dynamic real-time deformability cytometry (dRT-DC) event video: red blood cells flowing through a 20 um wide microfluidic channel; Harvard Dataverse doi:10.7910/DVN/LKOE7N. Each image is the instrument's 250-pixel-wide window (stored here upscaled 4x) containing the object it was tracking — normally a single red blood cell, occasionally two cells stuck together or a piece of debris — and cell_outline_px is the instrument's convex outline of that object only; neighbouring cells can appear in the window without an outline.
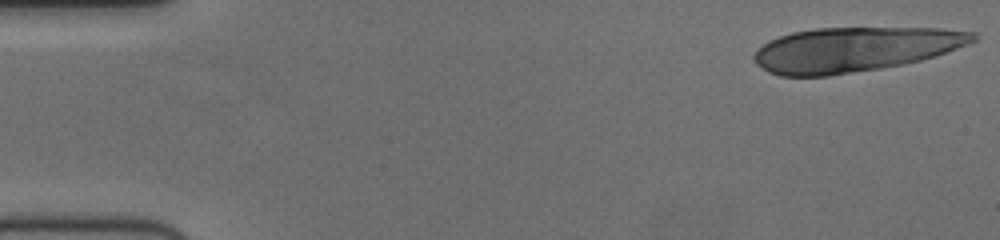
{"species": "human", "species_latin": "Homo sapiens", "temperature_condition": "cold", "stored_images_in_passage": 17, "segment_of_instrument_passage": [1, 2], "camera_frame_rate_fps": 3000, "um_per_image_px": 0.085, "donor": {"sex": "female"}, "frame": {"image": 1, "passage_image": 1, "time_ms": 0.0, "image_size_px": [1000, 240], "cell_outline_px": [[976, 40], [968, 44], [920, 60], [904, 64], [880, 68], [828, 76], [780, 76], [768, 72], [756, 64], [752, 60], [752, 56], [768, 40], [792, 32], [816, 28], [940, 28], [976, 32]], "centroid_in_image_um": [72.6, 4.2], "position_along_channel_um": 12.4, "area_um2": 56.7}}